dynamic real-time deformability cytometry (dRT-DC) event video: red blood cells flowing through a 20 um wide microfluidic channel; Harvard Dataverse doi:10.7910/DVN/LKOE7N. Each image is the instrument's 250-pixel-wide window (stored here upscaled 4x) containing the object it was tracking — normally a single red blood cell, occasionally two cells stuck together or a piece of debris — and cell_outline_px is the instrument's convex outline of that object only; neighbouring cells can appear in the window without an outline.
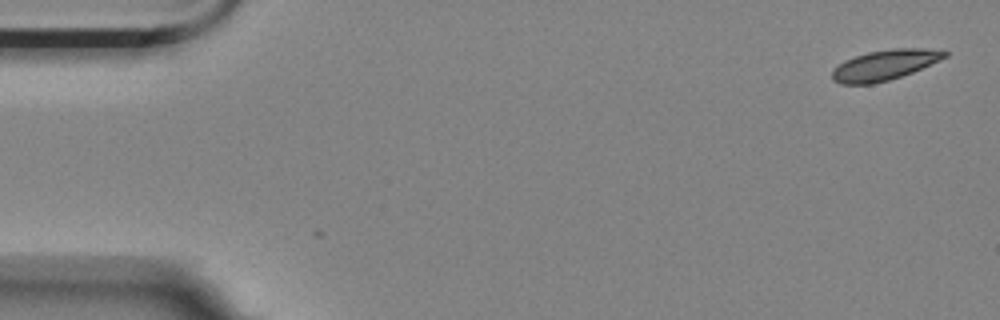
{"species": "Egyptian fruit bat (a non-hibernating species)", "species_latin": "Rousettus aegyptiacus", "temperature_condition": "room temperature", "stored_images_in_passage": 3, "camera_frame_rate_fps": 3000, "um_per_image_px": 0.085, "animal": {"sex": "female"}, "frame": {"image": 1, "passage_image": 3, "time_ms": 0.667, "image_size_px": [1000, 320], "cell_outline_px": [[948, 56], [940, 60], [912, 72], [888, 80], [872, 84], [840, 84], [832, 80], [832, 72], [844, 60], [868, 52], [892, 48], [924, 48], [948, 52]], "centroid_in_image_um": [75.19, 5.52], "position_along_channel_um": 9.8, "area_um2": 19.65}}